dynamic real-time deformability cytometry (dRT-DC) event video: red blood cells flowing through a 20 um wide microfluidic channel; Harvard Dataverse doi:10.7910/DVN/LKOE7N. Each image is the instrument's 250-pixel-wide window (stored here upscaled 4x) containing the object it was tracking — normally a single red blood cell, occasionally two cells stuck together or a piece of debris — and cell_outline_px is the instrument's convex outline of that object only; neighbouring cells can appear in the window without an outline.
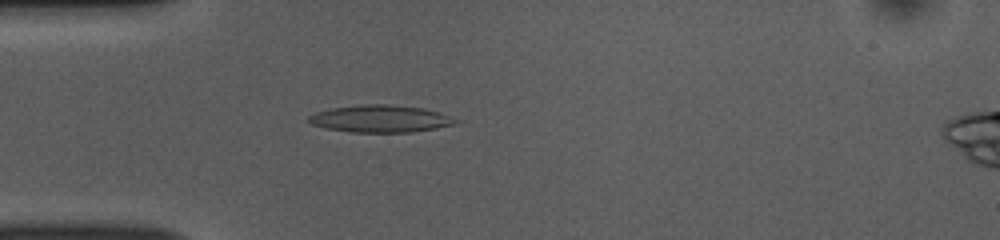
{"species": "common noctule bat (a hibernating species)", "species_latin": "Nyctalus noctula", "temperature_condition": "room temperature", "stored_images_in_passage": 50, "camera_frame_rate_fps": 3000, "um_per_image_px": 0.085, "animal": {"sex": "female", "body_mass_g": 10.0, "forearm_length_mm": 53.1}, "frame": {"image": 1, "passage_image": 13, "time_ms": 4.0, "image_size_px": [1000, 240], "cell_outline_px": [[460, 120], [456, 124], [436, 128], [412, 132], [352, 132], [328, 128], [312, 124], [308, 120], [308, 116], [316, 112], [332, 108], [360, 104], [388, 104], [424, 108], [440, 112]], "centroid_in_image_um": [32.38, 10.08], "position_along_channel_um": 52.6, "area_um2": 23.29}}
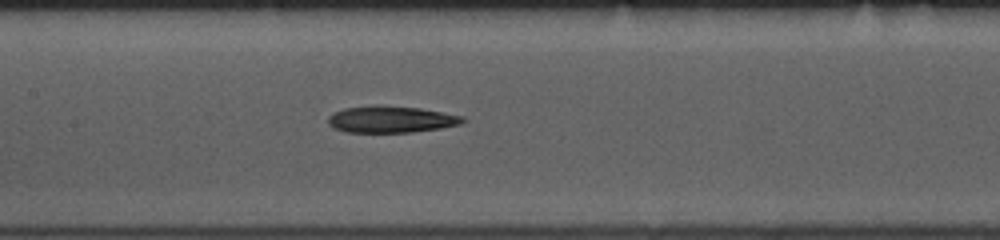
{"frame": {"image": 2, "passage_image": 23, "time_ms": 7.333, "image_size_px": [1000, 240], "cell_outline_px": [[468, 120], [460, 124], [440, 128], [412, 132], [348, 132], [336, 128], [328, 124], [328, 116], [344, 108], [376, 104], [384, 104], [420, 108], [464, 116]], "centroid_in_image_um": [33.27, 10.12], "position_along_channel_um": 174.1, "area_um2": 21.1}}
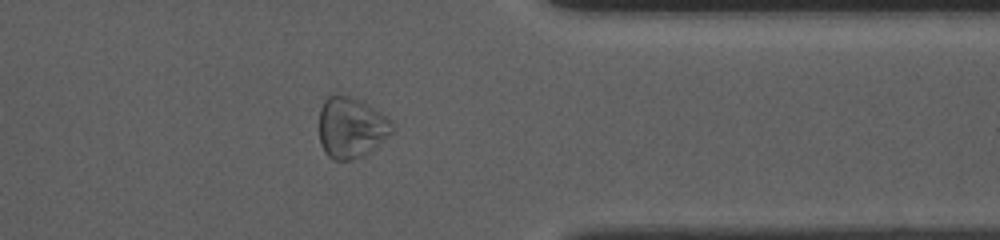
{"frame": {"image": 3, "passage_image": 40, "time_ms": 13.0, "image_size_px": [1000, 240], "cell_outline_px": [[396, 128], [388, 136], [368, 152], [360, 156], [348, 160], [332, 160], [324, 152], [320, 144], [320, 108], [324, 100], [328, 96], [336, 92], [352, 96], [360, 100], [388, 116], [396, 124]], "centroid_in_image_um": [29.85, 10.8], "position_along_channel_um": 381.5, "area_um2": 26.24}}